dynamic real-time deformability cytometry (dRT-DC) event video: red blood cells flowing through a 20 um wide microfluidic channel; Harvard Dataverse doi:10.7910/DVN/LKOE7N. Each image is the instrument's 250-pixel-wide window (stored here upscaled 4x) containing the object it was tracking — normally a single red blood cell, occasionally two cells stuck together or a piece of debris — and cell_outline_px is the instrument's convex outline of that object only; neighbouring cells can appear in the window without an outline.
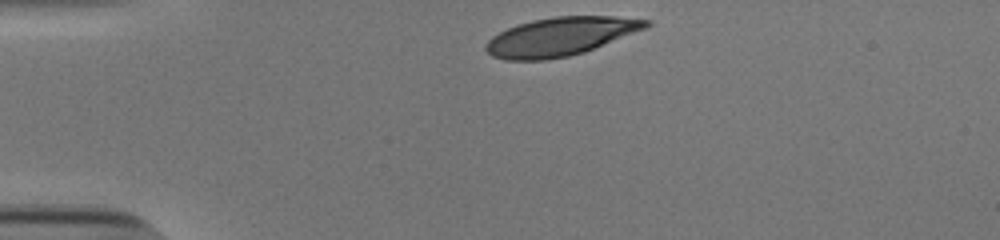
{"species": "human", "species_latin": "Homo sapiens", "temperature_condition": "cold", "stored_images_in_passage": 32, "camera_frame_rate_fps": 3000, "um_per_image_px": 0.085, "donor": {"sex": "male"}, "frame": {"image": 1, "passage_image": 1, "time_ms": 0.0, "image_size_px": [1000, 240], "cell_outline_px": [[652, 24], [648, 28], [584, 52], [568, 56], [548, 60], [504, 60], [492, 56], [484, 48], [484, 44], [492, 36], [516, 24], [532, 20], [552, 16], [616, 16], [652, 20]], "centroid_in_image_um": [47.66, 3.1], "position_along_channel_um": 37.3, "area_um2": 36.24}}
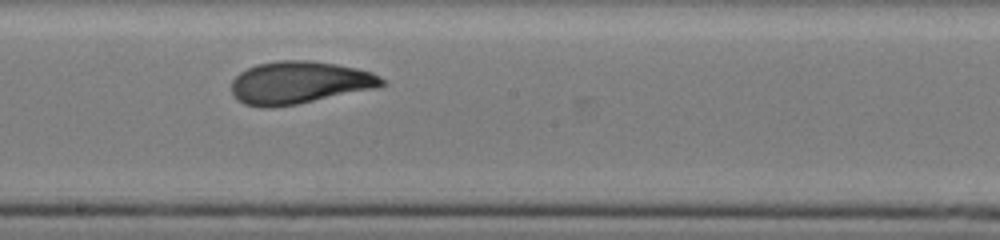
{"frame": {"image": 2, "passage_image": 19, "time_ms": 6.0, "image_size_px": [1000, 240], "cell_outline_px": [[388, 84], [376, 88], [296, 104], [264, 108], [244, 104], [232, 92], [232, 80], [240, 72], [256, 64], [276, 60], [308, 60], [336, 64], [372, 72], [380, 76]], "centroid_in_image_um": [25.45, 7.01], "position_along_channel_um": 222.7, "area_um2": 37.05}}
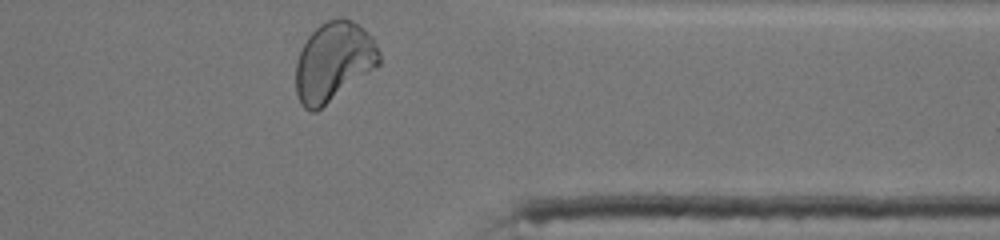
{"frame": {"image": 3, "passage_image": 32, "time_ms": 10.333, "image_size_px": [1000, 240], "cell_outline_px": [[380, 64], [316, 112], [312, 112], [304, 108], [296, 92], [296, 60], [308, 36], [320, 24], [328, 20], [352, 20], [364, 28], [372, 36], [380, 52]], "centroid_in_image_um": [28.36, 5.25], "position_along_channel_um": 383.0, "area_um2": 38.09}, "authors_computed_cell_mechanics": {"area_um2": 36.5296, "velocity_mm_per_s": 3.8703, "shape_relaxation_time_tau1_ms": 6.6919, "shape_relaxation_time_tau2_ms": 1.1604, "deformation_change_tau1": 0.2246, "deformation_change_tau2": 0.0657}}